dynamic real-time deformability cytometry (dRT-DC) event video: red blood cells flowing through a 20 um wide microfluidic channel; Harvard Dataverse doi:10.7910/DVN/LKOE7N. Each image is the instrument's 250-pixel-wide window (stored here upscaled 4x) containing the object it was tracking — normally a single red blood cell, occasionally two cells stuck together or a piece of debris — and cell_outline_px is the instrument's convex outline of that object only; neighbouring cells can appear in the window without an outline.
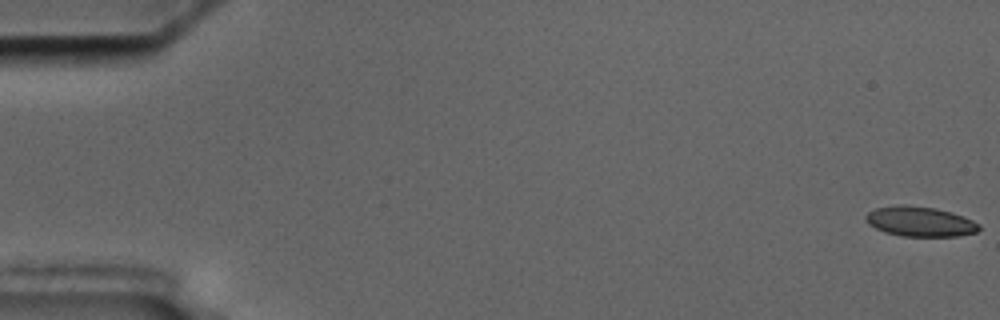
{"species": "common noctule bat (a hibernating species)", "species_latin": "Nyctalus noctula", "temperature_condition": "cold", "stored_images_in_passage": 57, "camera_frame_rate_fps": 3000, "um_per_image_px": 0.085, "animal": {"sex": "male", "body_mass_g": 17.5, "forearm_length_mm": 52.3}, "frame": {"image": 1, "passage_image": 1, "time_ms": 0.0, "image_size_px": [1000, 320], "cell_outline_px": [[980, 228], [976, 232], [960, 236], [900, 236], [884, 232], [868, 224], [864, 220], [864, 216], [868, 212], [876, 208], [896, 204], [904, 204], [936, 208], [952, 212], [964, 216], [980, 224]], "centroid_in_image_um": [78.18, 18.82], "position_along_channel_um": 6.8, "area_um2": 20.06}}
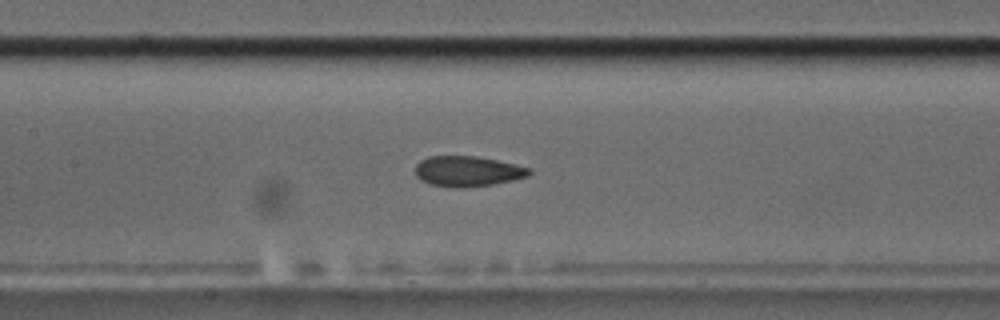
{"frame": {"image": 2, "passage_image": 27, "time_ms": 8.667, "image_size_px": [1000, 320], "cell_outline_px": [[532, 172], [528, 176], [512, 180], [492, 184], [464, 188], [456, 188], [428, 184], [420, 180], [416, 176], [416, 164], [420, 160], [428, 156], [476, 156], [496, 160], [532, 168]], "centroid_in_image_um": [39.72, 14.56], "position_along_channel_um": 167.7, "area_um2": 20.29}}
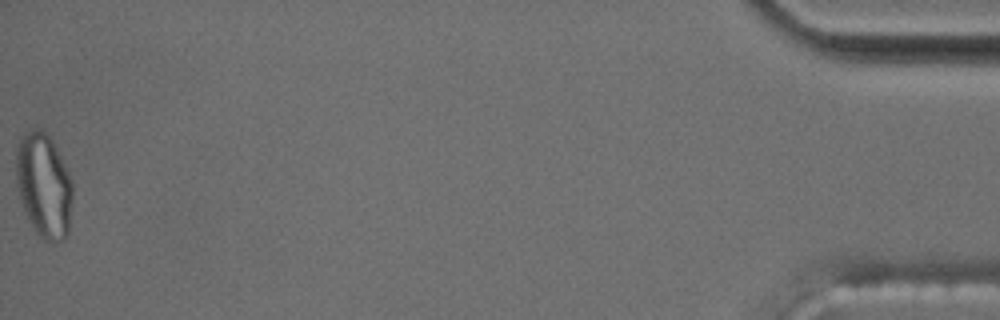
{"frame": {"image": 3, "passage_image": 57, "time_ms": 18.667, "image_size_px": [1000, 320], "cell_outline_px": [[72, 200], [68, 232], [64, 240], [52, 244], [44, 240], [36, 232], [24, 212], [16, 180], [16, 144], [24, 132], [32, 128], [44, 128], [52, 140], [68, 172], [72, 184]], "centroid_in_image_um": [3.71, 15.74], "position_along_channel_um": 431.5, "area_um2": 34.74}, "authors_computed_cell_mechanics": {"area_um2": 20.4034, "velocity_mm_per_s": 3.6037, "shape_relaxation_time_tau1_ms": null, "shape_relaxation_time_tau2_ms": 2.1769, "deformation_change_tau1": null, "deformation_change_tau2": 0.0856}}